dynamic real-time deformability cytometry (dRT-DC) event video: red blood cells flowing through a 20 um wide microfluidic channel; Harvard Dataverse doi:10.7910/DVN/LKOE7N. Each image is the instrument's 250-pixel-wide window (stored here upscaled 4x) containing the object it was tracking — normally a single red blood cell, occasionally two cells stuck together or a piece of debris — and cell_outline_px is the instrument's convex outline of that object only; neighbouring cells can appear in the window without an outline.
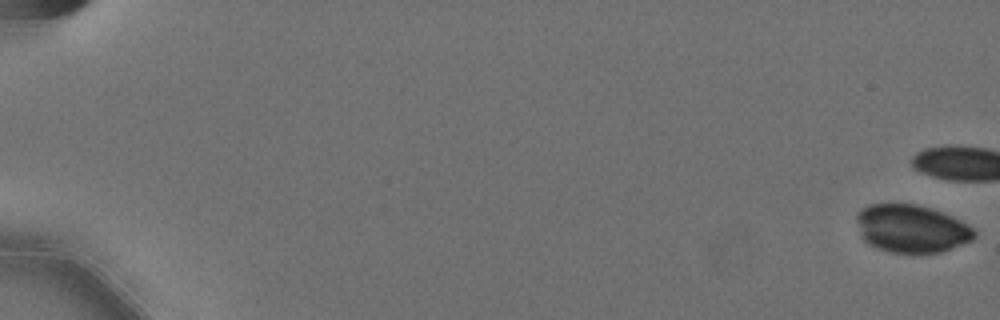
{"species": "Egyptian fruit bat (a non-hibernating species)", "species_latin": "Rousettus aegyptiacus", "temperature_condition": "cold", "stored_images_in_passage": 16, "camera_frame_rate_fps": 3000, "um_per_image_px": 0.085, "animal": {"sex": "female"}, "frame": {"image": 1, "passage_image": 1, "time_ms": 0.0, "image_size_px": [1000, 320], "cell_outline_px": [[976, 236], [972, 240], [940, 252], [892, 252], [868, 244], [864, 240], [860, 232], [856, 220], [856, 216], [868, 204], [916, 204], [932, 208], [972, 228], [976, 232]], "centroid_in_image_um": [77.44, 19.43], "position_along_channel_um": 7.6, "area_um2": 32.08}}